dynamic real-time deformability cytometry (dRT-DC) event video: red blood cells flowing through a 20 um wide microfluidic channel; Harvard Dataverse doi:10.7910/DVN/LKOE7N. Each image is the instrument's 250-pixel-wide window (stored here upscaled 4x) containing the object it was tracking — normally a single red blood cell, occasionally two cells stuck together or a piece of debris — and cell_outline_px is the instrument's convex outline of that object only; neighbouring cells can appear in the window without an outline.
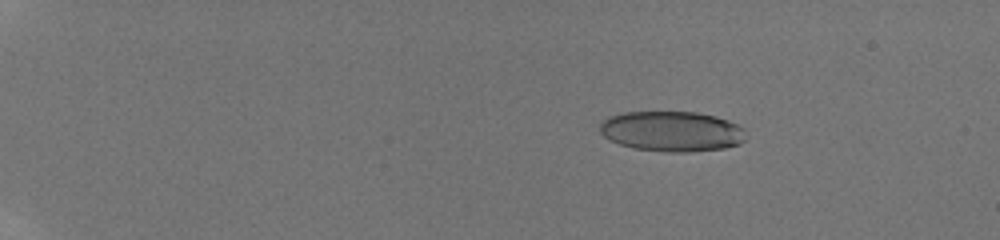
{"species": "human", "species_latin": "Homo sapiens", "temperature_condition": "room temperature", "stored_images_in_passage": 53, "camera_frame_rate_fps": 3000, "um_per_image_px": 0.085, "donor": {"sex": "male"}, "frame": {"image": 1, "passage_image": 8, "time_ms": 2.333, "image_size_px": [1000, 240], "cell_outline_px": [[744, 140], [740, 144], [724, 148], [688, 152], [668, 152], [636, 148], [620, 144], [604, 136], [600, 132], [600, 124], [608, 116], [624, 112], [696, 112], [716, 116], [740, 124], [744, 128]], "centroid_in_image_um": [57.14, 11.15], "position_along_channel_um": 27.9, "area_um2": 34.28}}
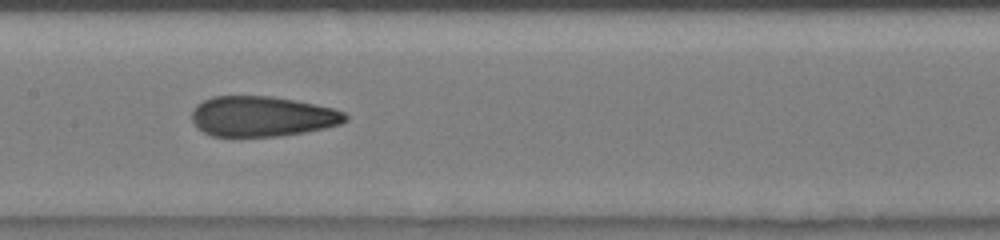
{"frame": {"image": 2, "passage_image": 30, "time_ms": 9.667, "image_size_px": [1000, 240], "cell_outline_px": [[348, 120], [340, 124], [324, 128], [304, 132], [280, 136], [212, 136], [196, 128], [192, 120], [192, 108], [196, 104], [212, 96], [272, 96], [296, 100], [332, 108], [344, 112], [348, 116]], "centroid_in_image_um": [22.26, 9.89], "position_along_channel_um": 185.1, "area_um2": 36.18}}
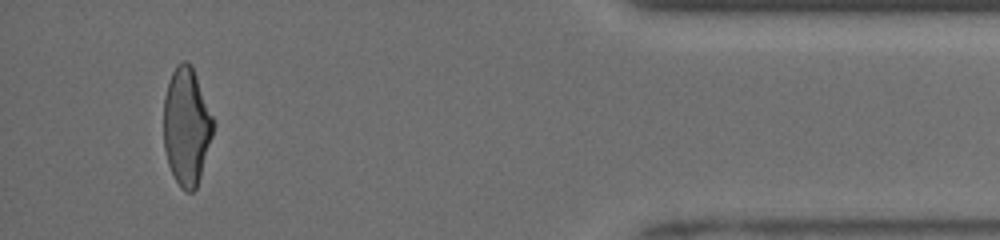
{"frame": {"image": 3, "passage_image": 51, "time_ms": 16.667, "image_size_px": [1000, 240], "cell_outline_px": [[216, 124], [200, 176], [196, 188], [192, 192], [184, 192], [180, 188], [168, 164], [164, 148], [164, 96], [172, 72], [176, 64], [180, 60], [184, 60], [192, 68], [196, 76]], "centroid_in_image_um": [15.85, 10.76], "position_along_channel_um": 419.3, "area_um2": 33.87}, "authors_computed_cell_mechanics": {"area_um2": 35.547, "velocity_mm_per_s": 3.9691, "shape_relaxation_time_tau1_ms": 9.8378, "shape_relaxation_time_tau2_ms": 1.2854, "deformation_change_tau1": 0.2798, "deformation_change_tau2": 0.0953}}